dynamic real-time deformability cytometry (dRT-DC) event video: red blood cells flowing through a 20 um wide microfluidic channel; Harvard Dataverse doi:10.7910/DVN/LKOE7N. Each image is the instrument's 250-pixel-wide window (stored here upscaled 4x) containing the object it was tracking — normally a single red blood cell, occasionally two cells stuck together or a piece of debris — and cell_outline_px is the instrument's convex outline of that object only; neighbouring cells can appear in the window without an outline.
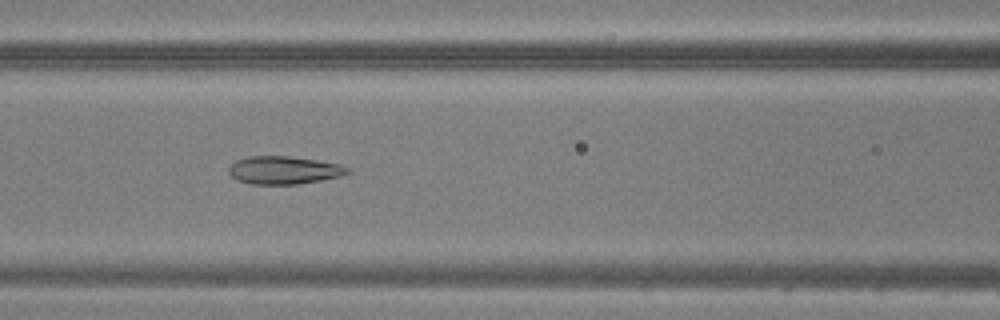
{"species": "common noctule bat (a hibernating species)", "species_latin": "Nyctalus noctula", "temperature_condition": "warm", "stored_images_in_passage": 39, "camera_frame_rate_fps": 3000, "um_per_image_px": 0.085, "animal": {"sex": "male", "body_mass_g": 20.5, "forearm_length_mm": 52.5}, "frame": {"image": 1, "passage_image": 12, "time_ms": 3.667, "image_size_px": [1000, 320], "cell_outline_px": [[352, 172], [340, 176], [320, 180], [296, 184], [252, 184], [236, 180], [228, 172], [228, 168], [236, 160], [248, 156], [288, 156], [316, 160], [340, 164], [352, 168]], "centroid_in_image_um": [24.15, 14.46], "position_along_channel_um": 142.5, "area_um2": 19.36}}
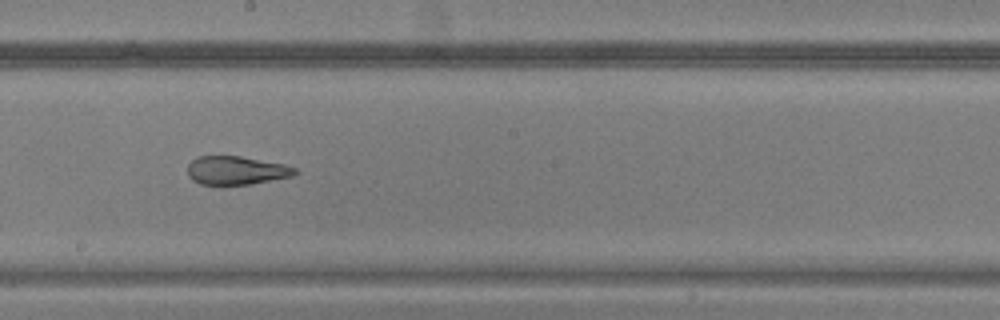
{"frame": {"image": 2, "passage_image": 18, "time_ms": 5.667, "image_size_px": [1000, 320], "cell_outline_px": [[300, 172], [292, 176], [252, 184], [220, 188], [200, 184], [192, 180], [188, 176], [188, 164], [196, 156], [240, 156], [284, 164], [296, 168]], "centroid_in_image_um": [20.04, 14.53], "position_along_channel_um": 228.2, "area_um2": 18.61}}
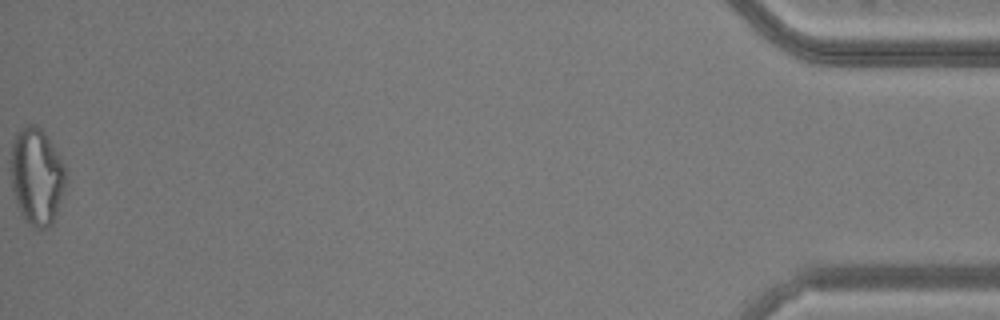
{"frame": {"image": 3, "passage_image": 39, "time_ms": 12.667, "image_size_px": [1000, 320], "cell_outline_px": [[64, 188], [52, 224], [48, 228], [36, 228], [24, 220], [16, 204], [12, 188], [12, 140], [16, 132], [20, 128], [28, 124], [36, 124], [44, 132], [64, 164]], "centroid_in_image_um": [3.09, 14.98], "position_along_channel_um": 432.1, "area_um2": 30.58}}